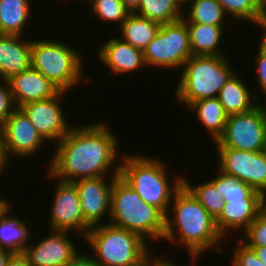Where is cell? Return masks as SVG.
Wrapping results in <instances>:
<instances>
[{"label":"cell","mask_w":266,"mask_h":266,"mask_svg":"<svg viewBox=\"0 0 266 266\" xmlns=\"http://www.w3.org/2000/svg\"><path fill=\"white\" fill-rule=\"evenodd\" d=\"M167 170L166 163L157 157L124 154L119 176L138 192L145 203L158 208L166 216L174 194L183 186L184 178L177 175L173 178L174 182H170Z\"/></svg>","instance_id":"obj_3"},{"label":"cell","mask_w":266,"mask_h":266,"mask_svg":"<svg viewBox=\"0 0 266 266\" xmlns=\"http://www.w3.org/2000/svg\"><path fill=\"white\" fill-rule=\"evenodd\" d=\"M186 109L193 112L194 116L197 115V120L207 129L208 136H211L209 138L212 144L224 134L228 114L217 97L197 100Z\"/></svg>","instance_id":"obj_22"},{"label":"cell","mask_w":266,"mask_h":266,"mask_svg":"<svg viewBox=\"0 0 266 266\" xmlns=\"http://www.w3.org/2000/svg\"><path fill=\"white\" fill-rule=\"evenodd\" d=\"M135 266H159V256L148 255L138 265Z\"/></svg>","instance_id":"obj_41"},{"label":"cell","mask_w":266,"mask_h":266,"mask_svg":"<svg viewBox=\"0 0 266 266\" xmlns=\"http://www.w3.org/2000/svg\"><path fill=\"white\" fill-rule=\"evenodd\" d=\"M0 134L10 161L32 158L47 143L19 108L0 127Z\"/></svg>","instance_id":"obj_13"},{"label":"cell","mask_w":266,"mask_h":266,"mask_svg":"<svg viewBox=\"0 0 266 266\" xmlns=\"http://www.w3.org/2000/svg\"><path fill=\"white\" fill-rule=\"evenodd\" d=\"M0 34V81L31 67V40Z\"/></svg>","instance_id":"obj_19"},{"label":"cell","mask_w":266,"mask_h":266,"mask_svg":"<svg viewBox=\"0 0 266 266\" xmlns=\"http://www.w3.org/2000/svg\"><path fill=\"white\" fill-rule=\"evenodd\" d=\"M109 218L107 223L137 233L145 241H163L165 215L145 203L120 176L114 179L112 185Z\"/></svg>","instance_id":"obj_4"},{"label":"cell","mask_w":266,"mask_h":266,"mask_svg":"<svg viewBox=\"0 0 266 266\" xmlns=\"http://www.w3.org/2000/svg\"><path fill=\"white\" fill-rule=\"evenodd\" d=\"M54 186V196L49 212V230L80 232L84 239L89 229L92 227L81 211L78 191L72 182L56 180Z\"/></svg>","instance_id":"obj_11"},{"label":"cell","mask_w":266,"mask_h":266,"mask_svg":"<svg viewBox=\"0 0 266 266\" xmlns=\"http://www.w3.org/2000/svg\"><path fill=\"white\" fill-rule=\"evenodd\" d=\"M17 108L54 97L60 90L32 66L7 80Z\"/></svg>","instance_id":"obj_17"},{"label":"cell","mask_w":266,"mask_h":266,"mask_svg":"<svg viewBox=\"0 0 266 266\" xmlns=\"http://www.w3.org/2000/svg\"><path fill=\"white\" fill-rule=\"evenodd\" d=\"M81 54L59 39L31 40V66L60 91L71 92L83 81L90 83L91 79L83 73L85 59Z\"/></svg>","instance_id":"obj_6"},{"label":"cell","mask_w":266,"mask_h":266,"mask_svg":"<svg viewBox=\"0 0 266 266\" xmlns=\"http://www.w3.org/2000/svg\"><path fill=\"white\" fill-rule=\"evenodd\" d=\"M254 25H256V27L259 26L260 30L262 29V36L259 37V48L260 50H262L263 52L266 53V16L260 18Z\"/></svg>","instance_id":"obj_39"},{"label":"cell","mask_w":266,"mask_h":266,"mask_svg":"<svg viewBox=\"0 0 266 266\" xmlns=\"http://www.w3.org/2000/svg\"><path fill=\"white\" fill-rule=\"evenodd\" d=\"M242 236L244 237H241V241L248 247L266 246V206L257 214Z\"/></svg>","instance_id":"obj_32"},{"label":"cell","mask_w":266,"mask_h":266,"mask_svg":"<svg viewBox=\"0 0 266 266\" xmlns=\"http://www.w3.org/2000/svg\"><path fill=\"white\" fill-rule=\"evenodd\" d=\"M119 36L112 37L105 41L99 48L98 59L114 75H126L143 70L146 67L143 51L135 48L130 43L119 39Z\"/></svg>","instance_id":"obj_16"},{"label":"cell","mask_w":266,"mask_h":266,"mask_svg":"<svg viewBox=\"0 0 266 266\" xmlns=\"http://www.w3.org/2000/svg\"><path fill=\"white\" fill-rule=\"evenodd\" d=\"M70 233L50 230L48 236L35 242V245L30 242L23 254L31 266H65L79 253L68 235Z\"/></svg>","instance_id":"obj_15"},{"label":"cell","mask_w":266,"mask_h":266,"mask_svg":"<svg viewBox=\"0 0 266 266\" xmlns=\"http://www.w3.org/2000/svg\"><path fill=\"white\" fill-rule=\"evenodd\" d=\"M14 253L0 248V266H6L8 263L9 258L13 255Z\"/></svg>","instance_id":"obj_44"},{"label":"cell","mask_w":266,"mask_h":266,"mask_svg":"<svg viewBox=\"0 0 266 266\" xmlns=\"http://www.w3.org/2000/svg\"><path fill=\"white\" fill-rule=\"evenodd\" d=\"M165 255L164 257L160 256L159 257V266H181V265H177L174 263V259L173 262H171L172 260H170L168 257ZM189 257L191 258V262L193 263L190 264L191 266H196L195 262L198 261V259H200L199 255H189Z\"/></svg>","instance_id":"obj_40"},{"label":"cell","mask_w":266,"mask_h":266,"mask_svg":"<svg viewBox=\"0 0 266 266\" xmlns=\"http://www.w3.org/2000/svg\"><path fill=\"white\" fill-rule=\"evenodd\" d=\"M92 17L96 15L102 21L116 24L118 27L127 18L130 12L121 0H89Z\"/></svg>","instance_id":"obj_31"},{"label":"cell","mask_w":266,"mask_h":266,"mask_svg":"<svg viewBox=\"0 0 266 266\" xmlns=\"http://www.w3.org/2000/svg\"><path fill=\"white\" fill-rule=\"evenodd\" d=\"M116 177L100 176L72 182L78 191L81 211L92 227L103 224L106 216L108 221L110 219L111 191Z\"/></svg>","instance_id":"obj_14"},{"label":"cell","mask_w":266,"mask_h":266,"mask_svg":"<svg viewBox=\"0 0 266 266\" xmlns=\"http://www.w3.org/2000/svg\"><path fill=\"white\" fill-rule=\"evenodd\" d=\"M11 203L13 202H8L0 211V248L12 253H23L34 231L30 230L32 225L29 224V218L20 220L19 215H11Z\"/></svg>","instance_id":"obj_20"},{"label":"cell","mask_w":266,"mask_h":266,"mask_svg":"<svg viewBox=\"0 0 266 266\" xmlns=\"http://www.w3.org/2000/svg\"><path fill=\"white\" fill-rule=\"evenodd\" d=\"M0 84V127L11 113L17 108L7 80H1Z\"/></svg>","instance_id":"obj_34"},{"label":"cell","mask_w":266,"mask_h":266,"mask_svg":"<svg viewBox=\"0 0 266 266\" xmlns=\"http://www.w3.org/2000/svg\"><path fill=\"white\" fill-rule=\"evenodd\" d=\"M183 185L195 196L205 209L216 219L225 205L224 198L208 180L201 184L192 185L188 177L183 178Z\"/></svg>","instance_id":"obj_30"},{"label":"cell","mask_w":266,"mask_h":266,"mask_svg":"<svg viewBox=\"0 0 266 266\" xmlns=\"http://www.w3.org/2000/svg\"><path fill=\"white\" fill-rule=\"evenodd\" d=\"M160 24L141 17L135 13H130L119 26L121 39L130 43L135 48L142 51L156 36Z\"/></svg>","instance_id":"obj_25"},{"label":"cell","mask_w":266,"mask_h":266,"mask_svg":"<svg viewBox=\"0 0 266 266\" xmlns=\"http://www.w3.org/2000/svg\"><path fill=\"white\" fill-rule=\"evenodd\" d=\"M124 3V6L130 13H134L139 5L141 0H121Z\"/></svg>","instance_id":"obj_42"},{"label":"cell","mask_w":266,"mask_h":266,"mask_svg":"<svg viewBox=\"0 0 266 266\" xmlns=\"http://www.w3.org/2000/svg\"><path fill=\"white\" fill-rule=\"evenodd\" d=\"M230 18L255 24L266 16V0H218Z\"/></svg>","instance_id":"obj_29"},{"label":"cell","mask_w":266,"mask_h":266,"mask_svg":"<svg viewBox=\"0 0 266 266\" xmlns=\"http://www.w3.org/2000/svg\"><path fill=\"white\" fill-rule=\"evenodd\" d=\"M222 239L215 218L183 185L174 194L165 216L163 240L170 244H181L179 246H184L187 254L202 258V254L212 248L216 253L223 254L224 246L220 247Z\"/></svg>","instance_id":"obj_2"},{"label":"cell","mask_w":266,"mask_h":266,"mask_svg":"<svg viewBox=\"0 0 266 266\" xmlns=\"http://www.w3.org/2000/svg\"><path fill=\"white\" fill-rule=\"evenodd\" d=\"M263 102V103H262ZM266 102L246 113L228 115L224 134L215 147H230L243 151L266 150Z\"/></svg>","instance_id":"obj_9"},{"label":"cell","mask_w":266,"mask_h":266,"mask_svg":"<svg viewBox=\"0 0 266 266\" xmlns=\"http://www.w3.org/2000/svg\"><path fill=\"white\" fill-rule=\"evenodd\" d=\"M67 93L69 94L66 91H59L52 98L19 107L47 143L54 141L57 144L73 127V124L67 123L61 104Z\"/></svg>","instance_id":"obj_12"},{"label":"cell","mask_w":266,"mask_h":266,"mask_svg":"<svg viewBox=\"0 0 266 266\" xmlns=\"http://www.w3.org/2000/svg\"><path fill=\"white\" fill-rule=\"evenodd\" d=\"M215 155V168L238 177L266 198V150L254 152L215 147Z\"/></svg>","instance_id":"obj_10"},{"label":"cell","mask_w":266,"mask_h":266,"mask_svg":"<svg viewBox=\"0 0 266 266\" xmlns=\"http://www.w3.org/2000/svg\"><path fill=\"white\" fill-rule=\"evenodd\" d=\"M183 8L182 20L185 23L223 26L226 23L222 22L228 17L218 0H186Z\"/></svg>","instance_id":"obj_26"},{"label":"cell","mask_w":266,"mask_h":266,"mask_svg":"<svg viewBox=\"0 0 266 266\" xmlns=\"http://www.w3.org/2000/svg\"><path fill=\"white\" fill-rule=\"evenodd\" d=\"M186 24L189 31V44L192 55H225L224 52H220L221 48H219L221 47V39L224 37V26L202 23Z\"/></svg>","instance_id":"obj_23"},{"label":"cell","mask_w":266,"mask_h":266,"mask_svg":"<svg viewBox=\"0 0 266 266\" xmlns=\"http://www.w3.org/2000/svg\"><path fill=\"white\" fill-rule=\"evenodd\" d=\"M233 249L232 266H266L240 238ZM236 248V249H235Z\"/></svg>","instance_id":"obj_33"},{"label":"cell","mask_w":266,"mask_h":266,"mask_svg":"<svg viewBox=\"0 0 266 266\" xmlns=\"http://www.w3.org/2000/svg\"><path fill=\"white\" fill-rule=\"evenodd\" d=\"M183 4L181 0H141L134 13L163 25L182 19Z\"/></svg>","instance_id":"obj_27"},{"label":"cell","mask_w":266,"mask_h":266,"mask_svg":"<svg viewBox=\"0 0 266 266\" xmlns=\"http://www.w3.org/2000/svg\"><path fill=\"white\" fill-rule=\"evenodd\" d=\"M245 84L236 72L220 89L217 98L228 115L249 112L260 103L259 94Z\"/></svg>","instance_id":"obj_21"},{"label":"cell","mask_w":266,"mask_h":266,"mask_svg":"<svg viewBox=\"0 0 266 266\" xmlns=\"http://www.w3.org/2000/svg\"><path fill=\"white\" fill-rule=\"evenodd\" d=\"M8 202L9 201L7 200V197H0V211L5 207Z\"/></svg>","instance_id":"obj_45"},{"label":"cell","mask_w":266,"mask_h":266,"mask_svg":"<svg viewBox=\"0 0 266 266\" xmlns=\"http://www.w3.org/2000/svg\"><path fill=\"white\" fill-rule=\"evenodd\" d=\"M191 56L189 31L182 19L161 25L143 51L146 68L151 66L179 70Z\"/></svg>","instance_id":"obj_8"},{"label":"cell","mask_w":266,"mask_h":266,"mask_svg":"<svg viewBox=\"0 0 266 266\" xmlns=\"http://www.w3.org/2000/svg\"><path fill=\"white\" fill-rule=\"evenodd\" d=\"M84 240L101 266H135L152 251L137 233L109 223L91 227Z\"/></svg>","instance_id":"obj_7"},{"label":"cell","mask_w":266,"mask_h":266,"mask_svg":"<svg viewBox=\"0 0 266 266\" xmlns=\"http://www.w3.org/2000/svg\"><path fill=\"white\" fill-rule=\"evenodd\" d=\"M6 266H31L23 253H14L8 260Z\"/></svg>","instance_id":"obj_38"},{"label":"cell","mask_w":266,"mask_h":266,"mask_svg":"<svg viewBox=\"0 0 266 266\" xmlns=\"http://www.w3.org/2000/svg\"><path fill=\"white\" fill-rule=\"evenodd\" d=\"M266 206V198H246L225 202L222 212L215 219L216 226L225 241L232 231L240 229L243 233L255 220L257 214Z\"/></svg>","instance_id":"obj_18"},{"label":"cell","mask_w":266,"mask_h":266,"mask_svg":"<svg viewBox=\"0 0 266 266\" xmlns=\"http://www.w3.org/2000/svg\"><path fill=\"white\" fill-rule=\"evenodd\" d=\"M10 160L7 157L5 146L3 144L2 135L0 134V177H2L4 172H7L8 166L10 165ZM1 179V178H0Z\"/></svg>","instance_id":"obj_37"},{"label":"cell","mask_w":266,"mask_h":266,"mask_svg":"<svg viewBox=\"0 0 266 266\" xmlns=\"http://www.w3.org/2000/svg\"><path fill=\"white\" fill-rule=\"evenodd\" d=\"M226 55H192L175 85L177 103L188 107L197 100L218 97L223 85L236 73Z\"/></svg>","instance_id":"obj_5"},{"label":"cell","mask_w":266,"mask_h":266,"mask_svg":"<svg viewBox=\"0 0 266 266\" xmlns=\"http://www.w3.org/2000/svg\"><path fill=\"white\" fill-rule=\"evenodd\" d=\"M107 123L75 124L54 144L46 176L63 182L83 178L119 176V139ZM114 165V166H113ZM114 167V169H113ZM113 170V171H112ZM110 174V175H109Z\"/></svg>","instance_id":"obj_1"},{"label":"cell","mask_w":266,"mask_h":266,"mask_svg":"<svg viewBox=\"0 0 266 266\" xmlns=\"http://www.w3.org/2000/svg\"><path fill=\"white\" fill-rule=\"evenodd\" d=\"M224 198V202L246 198H265L259 191L241 181L238 177L225 174L217 168L216 177L209 180Z\"/></svg>","instance_id":"obj_28"},{"label":"cell","mask_w":266,"mask_h":266,"mask_svg":"<svg viewBox=\"0 0 266 266\" xmlns=\"http://www.w3.org/2000/svg\"><path fill=\"white\" fill-rule=\"evenodd\" d=\"M249 248H251L255 252L256 256L266 265V246Z\"/></svg>","instance_id":"obj_43"},{"label":"cell","mask_w":266,"mask_h":266,"mask_svg":"<svg viewBox=\"0 0 266 266\" xmlns=\"http://www.w3.org/2000/svg\"><path fill=\"white\" fill-rule=\"evenodd\" d=\"M257 51L258 53H256L257 56L255 57V62L257 63V73L255 74L257 75V78H255L254 80L257 79V84L259 85L260 90H262V94L266 98V53L260 50L259 48Z\"/></svg>","instance_id":"obj_35"},{"label":"cell","mask_w":266,"mask_h":266,"mask_svg":"<svg viewBox=\"0 0 266 266\" xmlns=\"http://www.w3.org/2000/svg\"><path fill=\"white\" fill-rule=\"evenodd\" d=\"M65 266H101V264L92 256L80 254V252L70 260Z\"/></svg>","instance_id":"obj_36"},{"label":"cell","mask_w":266,"mask_h":266,"mask_svg":"<svg viewBox=\"0 0 266 266\" xmlns=\"http://www.w3.org/2000/svg\"><path fill=\"white\" fill-rule=\"evenodd\" d=\"M31 7L30 0H0V34L25 36Z\"/></svg>","instance_id":"obj_24"}]
</instances>
